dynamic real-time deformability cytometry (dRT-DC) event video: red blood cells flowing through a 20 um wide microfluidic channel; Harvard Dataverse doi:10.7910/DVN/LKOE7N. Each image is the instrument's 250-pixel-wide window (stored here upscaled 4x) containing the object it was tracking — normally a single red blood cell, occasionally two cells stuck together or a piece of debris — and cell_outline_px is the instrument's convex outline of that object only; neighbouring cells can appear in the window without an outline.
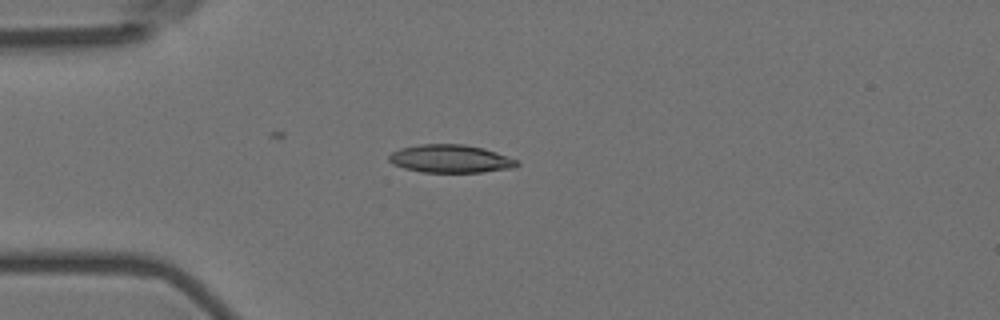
{"species": "Egyptian fruit bat (a non-hibernating species)", "species_latin": "Rousettus aegyptiacus", "temperature_condition": "room temperature", "stored_images_in_passage": 19, "camera_frame_rate_fps": 3000, "um_per_image_px": 0.085, "animal": {"sex": "female"}, "frame": {"image": 1, "passage_image": 1, "time_ms": 0.0, "image_size_px": [1000, 320], "cell_outline_px": [[520, 164], [516, 168], [484, 172], [420, 172], [404, 168], [392, 164], [388, 160], [388, 156], [392, 152], [400, 148], [420, 144], [464, 144], [484, 148], [496, 152], [516, 160]], "centroid_in_image_um": [38.29, 13.5], "position_along_channel_um": 46.7, "area_um2": 21.04}}
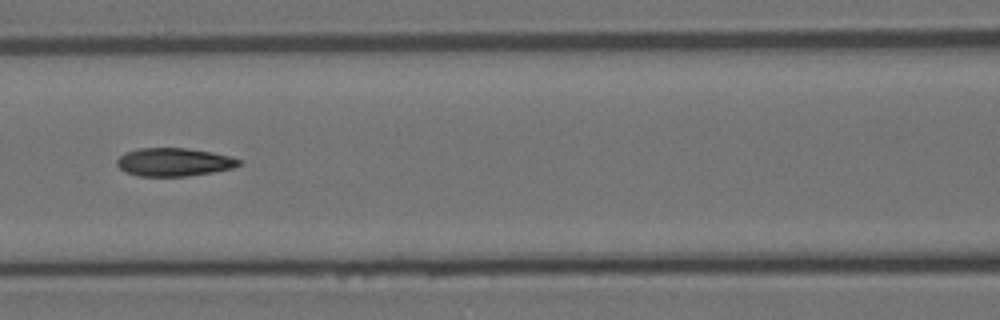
{"frame": {"image": 2, "passage_image": 11, "time_ms": 3.333, "image_size_px": [1000, 320], "cell_outline_px": [[244, 164], [232, 168], [212, 172], [188, 176], [140, 176], [124, 172], [116, 164], [116, 160], [124, 152], [140, 148], [188, 148], [212, 152], [244, 160]], "centroid_in_image_um": [14.8, 13.77], "position_along_channel_um": 151.8, "area_um2": 20.23}}
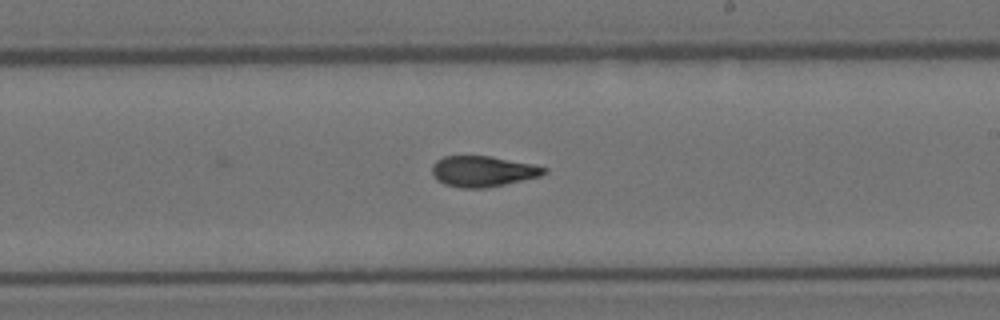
{"frame": {"image": 3, "passage_image": 19, "time_ms": 6.0, "image_size_px": [1000, 320], "cell_outline_px": [[548, 172], [540, 176], [504, 184], [484, 188], [460, 188], [444, 184], [436, 180], [432, 172], [432, 164], [436, 160], [444, 156], [492, 156], [532, 164], [548, 168]], "centroid_in_image_um": [41.02, 14.56], "position_along_channel_um": 248.0, "area_um2": 20.11}}